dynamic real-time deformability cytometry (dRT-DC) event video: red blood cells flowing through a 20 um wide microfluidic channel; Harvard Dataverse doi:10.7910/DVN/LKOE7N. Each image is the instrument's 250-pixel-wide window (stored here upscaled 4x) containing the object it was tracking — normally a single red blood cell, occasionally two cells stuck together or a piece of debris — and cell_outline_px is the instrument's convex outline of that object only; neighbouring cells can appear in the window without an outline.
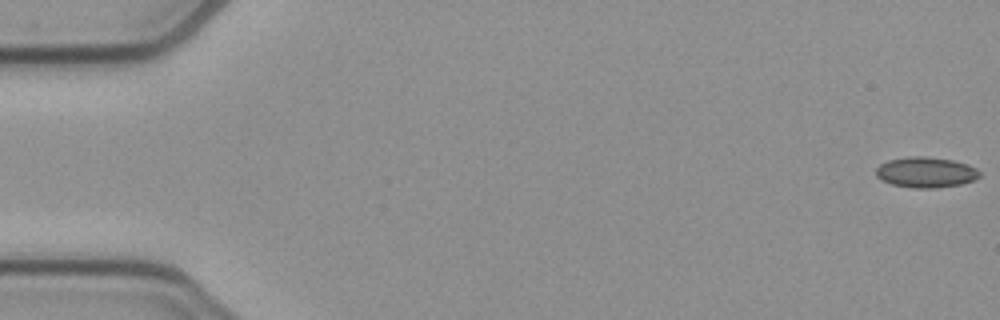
{"species": "common noctule bat (a hibernating species)", "species_latin": "Nyctalus noctula", "temperature_condition": "cold", "stored_images_in_passage": 53, "camera_frame_rate_fps": 3000, "um_per_image_px": 0.085, "animal": {"sex": "female", "body_mass_g": 21.9}, "frame": {"image": 1, "passage_image": 1, "time_ms": 0.0, "image_size_px": [1000, 320], "cell_outline_px": [[980, 176], [972, 180], [960, 184], [936, 188], [912, 188], [892, 184], [880, 180], [876, 176], [876, 168], [880, 164], [888, 160], [908, 156], [924, 156], [952, 160], [968, 164], [976, 168], [980, 172]], "centroid_in_image_um": [78.67, 14.64], "position_along_channel_um": 6.3, "area_um2": 18.5}}
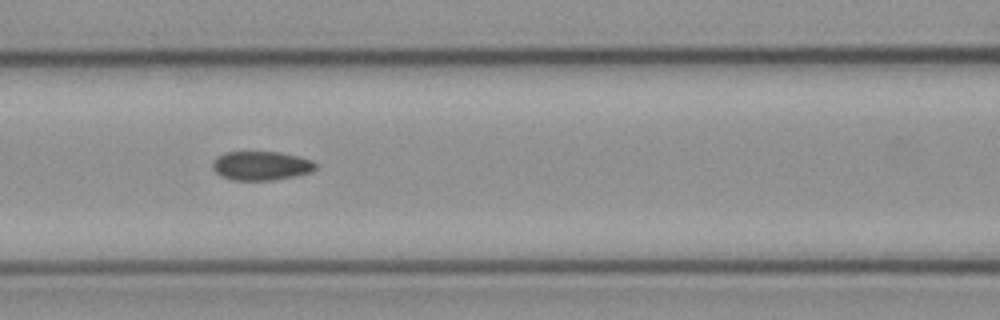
{"frame": {"image": 2, "passage_image": 23, "time_ms": 7.333, "image_size_px": [1000, 320], "cell_outline_px": [[316, 168], [312, 172], [296, 176], [272, 180], [232, 180], [220, 176], [212, 168], [212, 160], [216, 156], [224, 152], [280, 152], [312, 160], [316, 164]], "centroid_in_image_um": [22.17, 14.09], "position_along_channel_um": 144.4, "area_um2": 17.57}}
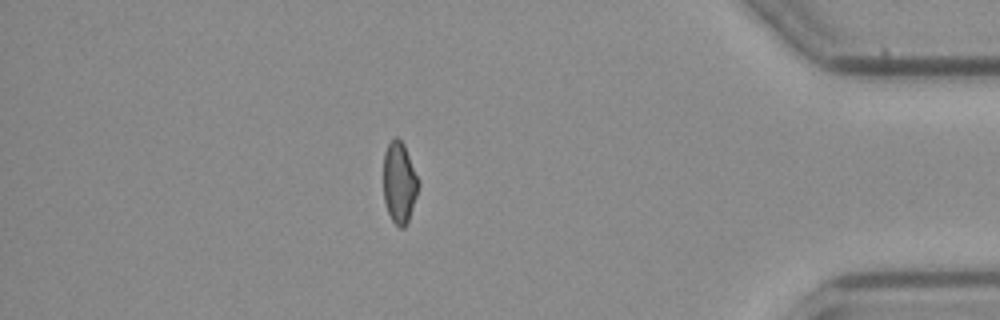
{"frame": {"image": 3, "passage_image": 46, "time_ms": 15.0, "image_size_px": [1000, 320], "cell_outline_px": [[420, 180], [416, 196], [408, 220], [404, 228], [400, 228], [392, 220], [388, 212], [384, 200], [384, 152], [388, 144], [396, 136], [404, 144]], "centroid_in_image_um": [33.95, 15.5], "position_along_channel_um": 401.3, "area_um2": 16.47}, "authors_computed_cell_mechanics": {"area_um2": 17.7446, "velocity_mm_per_s": 3.8991, "shape_relaxation_time_tau1_ms": null, "shape_relaxation_time_tau2_ms": 3.3803, "deformation_change_tau1": null, "deformation_change_tau2": 0.0825}}